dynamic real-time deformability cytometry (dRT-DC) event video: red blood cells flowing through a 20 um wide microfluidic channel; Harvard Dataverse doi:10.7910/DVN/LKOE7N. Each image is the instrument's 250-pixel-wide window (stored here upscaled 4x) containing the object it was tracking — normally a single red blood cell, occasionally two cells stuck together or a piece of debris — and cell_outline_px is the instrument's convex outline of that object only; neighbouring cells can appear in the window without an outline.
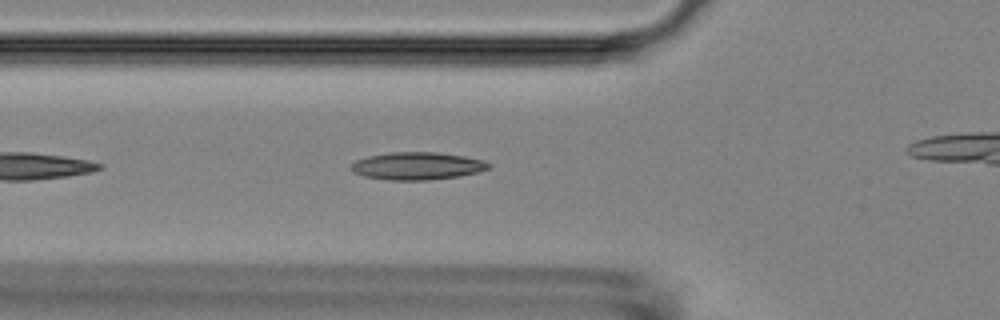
{"species": "Egyptian fruit bat (a non-hibernating species)", "species_latin": "Rousettus aegyptiacus", "temperature_condition": "room temperature", "stored_images_in_passage": 33, "camera_frame_rate_fps": 3000, "um_per_image_px": 0.085, "animal": {"sex": "female"}, "frame": {"image": 1, "passage_image": 5, "time_ms": 1.333, "image_size_px": [1000, 320], "cell_outline_px": [[492, 168], [480, 172], [460, 176], [428, 180], [388, 180], [364, 176], [352, 172], [348, 168], [348, 164], [356, 160], [368, 156], [388, 152], [436, 152], [464, 156], [484, 160], [492, 164]], "centroid_in_image_um": [35.46, 14.1], "position_along_channel_um": 90.3, "area_um2": 22.54}}
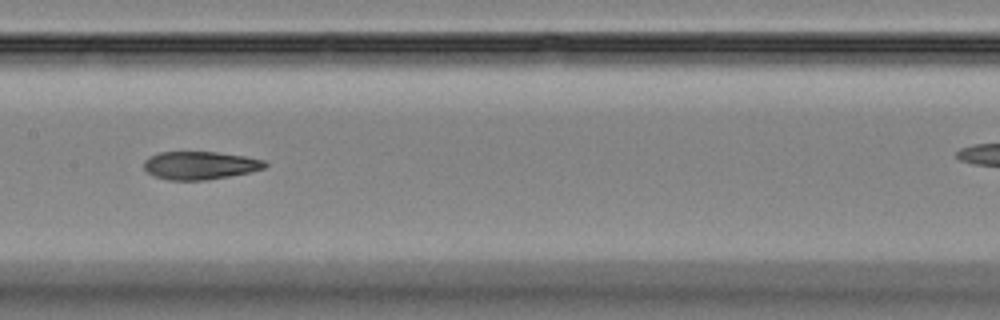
{"frame": {"image": 2, "passage_image": 13, "time_ms": 4.0, "image_size_px": [1000, 320], "cell_outline_px": [[268, 164], [264, 168], [248, 172], [208, 180], [168, 180], [152, 176], [144, 168], [144, 160], [148, 156], [160, 152], [216, 152], [244, 156], [264, 160]], "centroid_in_image_um": [16.95, 14.06], "position_along_channel_um": 190.4, "area_um2": 19.77}}
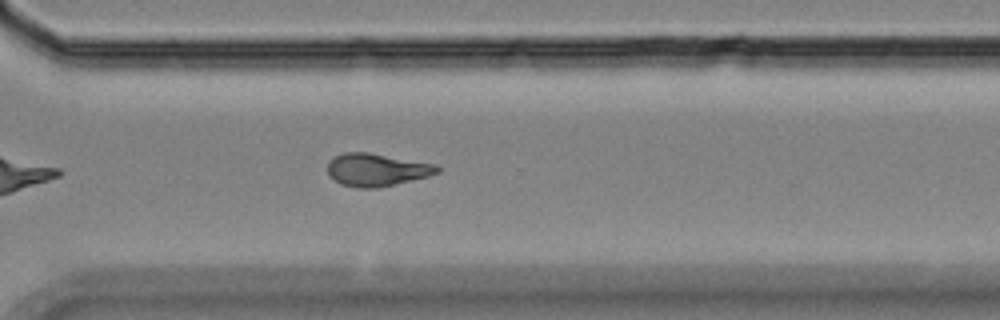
{"frame": {"image": 3, "passage_image": 25, "time_ms": 8.0, "image_size_px": [1000, 320], "cell_outline_px": [[440, 172], [428, 176], [376, 188], [356, 188], [340, 184], [328, 176], [328, 160], [344, 152], [368, 152], [436, 164], [440, 168]], "centroid_in_image_um": [31.98, 14.43], "position_along_channel_um": 338.6, "area_um2": 20.92}, "authors_computed_cell_mechanics": {"area_um2": 20.5768, "velocity_mm_per_s": 3.7175, "shape_relaxation_time_tau1_ms": null, "shape_relaxation_time_tau2_ms": 3.1886, "deformation_change_tau1": null, "deformation_change_tau2": 0.1112}}